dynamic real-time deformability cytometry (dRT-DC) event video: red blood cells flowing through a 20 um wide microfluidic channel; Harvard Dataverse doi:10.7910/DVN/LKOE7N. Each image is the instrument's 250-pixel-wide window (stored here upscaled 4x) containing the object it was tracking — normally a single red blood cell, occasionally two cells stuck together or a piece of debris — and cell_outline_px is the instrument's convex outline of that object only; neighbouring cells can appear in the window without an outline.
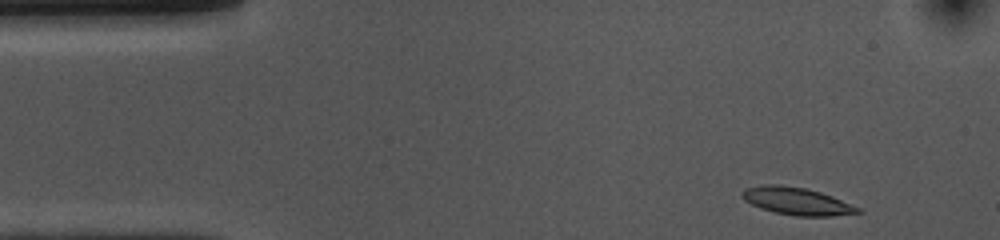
{"species": "common noctule bat (a hibernating species)", "species_latin": "Nyctalus noctula", "temperature_condition": "cold", "stored_images_in_passage": 41, "camera_frame_rate_fps": 3000, "um_per_image_px": 0.085, "animal": {"sex": "female", "body_mass_g": 10.0, "forearm_length_mm": 53.1}, "frame": {"image": 1, "passage_image": 1, "time_ms": 0.0, "image_size_px": [1000, 240], "cell_outline_px": [[864, 212], [832, 216], [796, 216], [776, 212], [760, 208], [744, 200], [740, 196], [740, 192], [744, 188], [764, 184], [780, 184], [804, 188], [820, 192], [832, 196], [860, 208]], "centroid_in_image_um": [67.69, 17.09], "position_along_channel_um": 17.3, "area_um2": 18.55}}
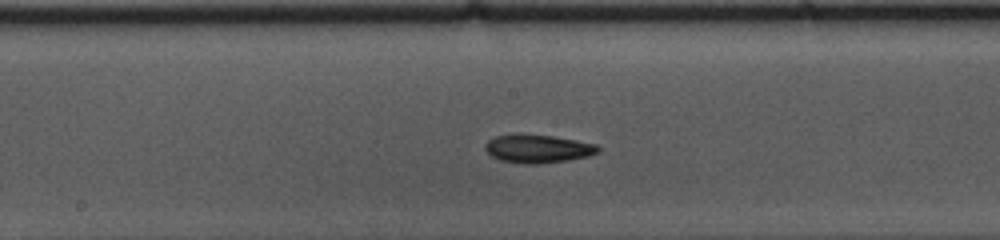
{"frame": {"image": 2, "passage_image": 22, "time_ms": 7.0, "image_size_px": [1000, 240], "cell_outline_px": [[600, 152], [588, 156], [568, 160], [540, 164], [524, 164], [500, 160], [492, 156], [484, 148], [484, 144], [488, 140], [496, 136], [552, 136], [576, 140], [596, 144], [600, 148]], "centroid_in_image_um": [45.75, 12.67], "position_along_channel_um": 202.4, "area_um2": 18.15}}
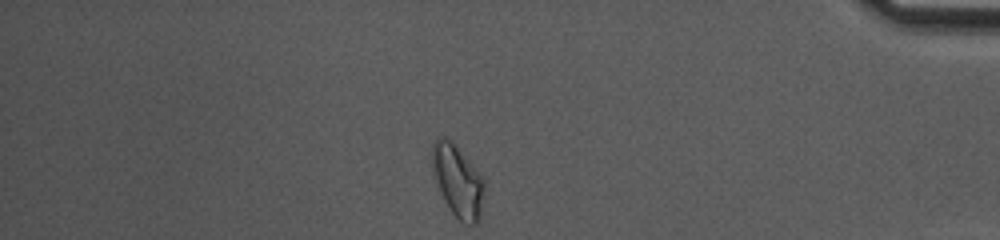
{"frame": {"image": 3, "passage_image": 41, "time_ms": 13.333, "image_size_px": [1000, 240], "cell_outline_px": [[484, 188], [480, 216], [476, 224], [468, 224], [460, 220], [452, 212], [444, 200], [432, 172], [432, 144], [440, 136], [444, 136], [452, 140], [472, 164], [484, 180]], "centroid_in_image_um": [38.89, 15.34], "position_along_channel_um": 396.3, "area_um2": 21.62}, "authors_computed_cell_mechanics": {"area_um2": 18.3226, "velocity_mm_per_s": 3.6937, "shape_relaxation_time_tau1_ms": 5.7033, "shape_relaxation_time_tau2_ms": 8.0422, "deformation_change_tau1": 0.1451, "deformation_change_tau2": 0.1547}}